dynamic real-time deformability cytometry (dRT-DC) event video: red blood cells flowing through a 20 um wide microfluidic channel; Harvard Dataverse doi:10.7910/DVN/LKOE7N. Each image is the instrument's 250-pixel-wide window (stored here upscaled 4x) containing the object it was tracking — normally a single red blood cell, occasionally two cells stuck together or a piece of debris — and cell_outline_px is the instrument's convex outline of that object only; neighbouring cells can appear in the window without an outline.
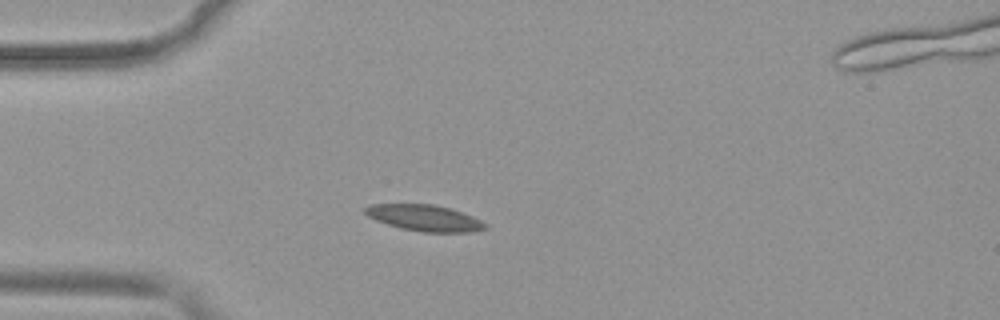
{"species": "common noctule bat (a hibernating species)", "species_latin": "Nyctalus noctula", "temperature_condition": "warm", "stored_images_in_passage": 42, "camera_frame_rate_fps": 3000, "um_per_image_px": 0.085, "animal": {"sex": "female", "body_mass_g": 19.9}, "frame": {"image": 1, "passage_image": 3, "time_ms": 0.667, "image_size_px": [1000, 320], "cell_outline_px": [[488, 228], [472, 232], [424, 232], [400, 228], [376, 220], [368, 216], [364, 212], [364, 208], [372, 204], [432, 204], [452, 208], [472, 216], [488, 224]], "centroid_in_image_um": [36.12, 18.52], "position_along_channel_um": 48.9, "area_um2": 18.38}}
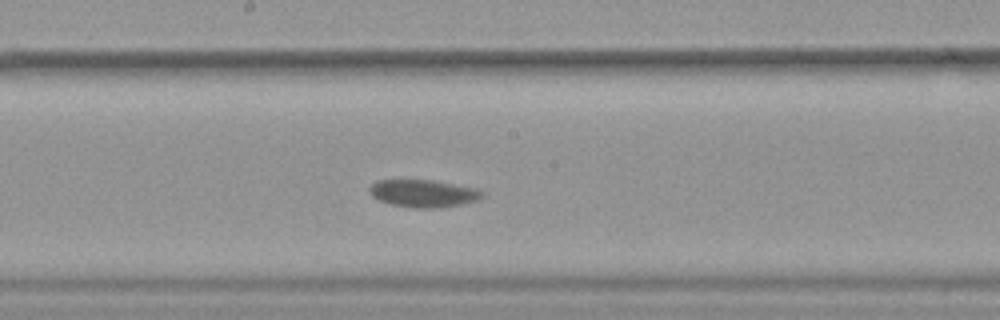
{"frame": {"image": 2, "passage_image": 17, "time_ms": 5.333, "image_size_px": [1000, 320], "cell_outline_px": [[484, 196], [480, 200], [440, 208], [412, 208], [392, 204], [380, 200], [372, 196], [368, 192], [368, 188], [376, 180], [432, 180], [476, 188], [484, 192]], "centroid_in_image_um": [35.99, 16.44], "position_along_channel_um": 212.2, "area_um2": 18.15}}
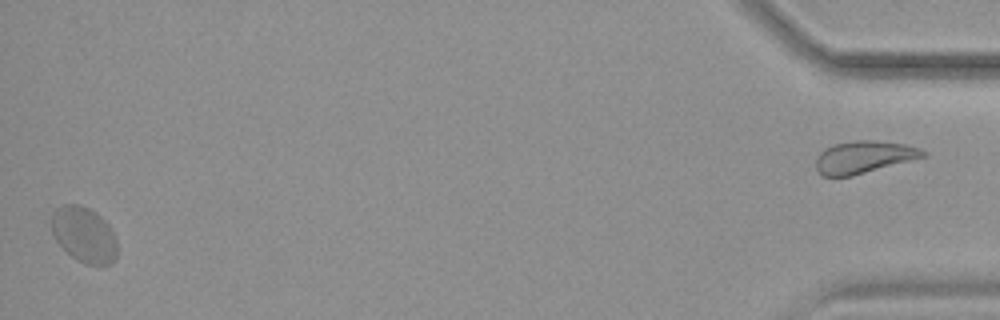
{"frame": {"image": 3, "passage_image": 41, "time_ms": 13.333, "image_size_px": [1000, 320], "cell_outline_px": [[116, 260], [112, 264], [84, 264], [72, 256], [56, 240], [52, 232], [52, 212], [60, 204], [76, 204], [88, 208], [96, 212], [112, 228], [116, 240]], "centroid_in_image_um": [7.15, 19.93], "position_along_channel_um": 428.0, "area_um2": 21.21}, "authors_computed_cell_mechanics": {"area_um2": 18.496, "velocity_mm_per_s": 3.8107, "shape_relaxation_time_tau1_ms": 8.5638, "shape_relaxation_time_tau2_ms": null, "deformation_change_tau1": 0.1105, "deformation_change_tau2": null}}